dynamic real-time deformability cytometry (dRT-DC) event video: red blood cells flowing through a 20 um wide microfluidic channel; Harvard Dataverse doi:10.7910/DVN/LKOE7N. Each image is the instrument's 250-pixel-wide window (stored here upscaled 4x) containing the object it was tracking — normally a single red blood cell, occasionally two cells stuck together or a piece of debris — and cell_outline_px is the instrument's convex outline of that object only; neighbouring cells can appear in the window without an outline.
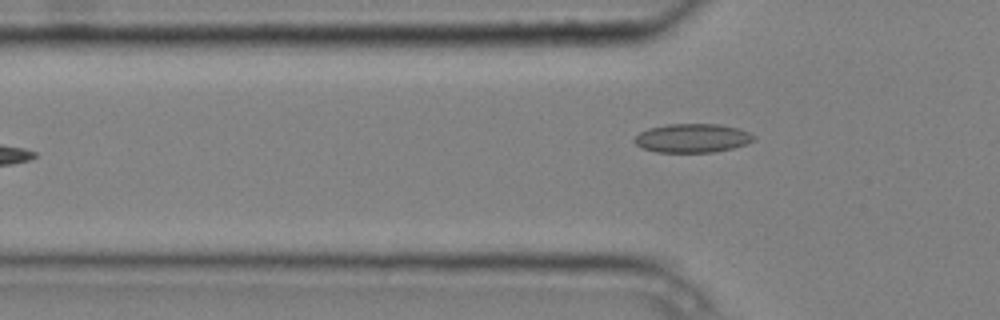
{"species": "common noctule bat (a hibernating species)", "species_latin": "Nyctalus noctula", "temperature_condition": "cold", "stored_images_in_passage": 5, "camera_frame_rate_fps": 3000, "um_per_image_px": 0.085, "animal": {"sex": "male", "body_mass_g": 20.4}, "frame": {"image": 1, "passage_image": 5, "time_ms": 1.333, "image_size_px": [1000, 320], "cell_outline_px": [[756, 140], [748, 144], [716, 152], [656, 152], [644, 148], [636, 144], [632, 140], [640, 132], [648, 128], [668, 124], [720, 124], [740, 128], [756, 136]], "centroid_in_image_um": [58.89, 11.74], "position_along_channel_um": 66.9, "area_um2": 20.23}}